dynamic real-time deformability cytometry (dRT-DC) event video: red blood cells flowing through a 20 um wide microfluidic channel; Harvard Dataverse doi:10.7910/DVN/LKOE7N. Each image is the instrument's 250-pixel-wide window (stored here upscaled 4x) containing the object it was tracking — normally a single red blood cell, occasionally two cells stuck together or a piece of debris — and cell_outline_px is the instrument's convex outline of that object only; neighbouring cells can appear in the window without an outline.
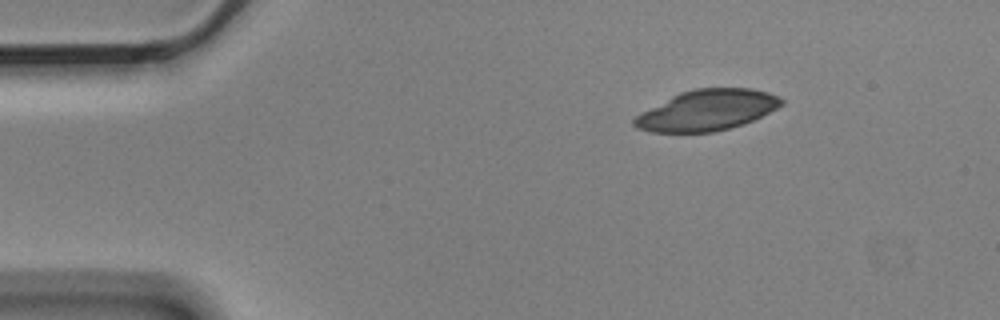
{"species": "Egyptian fruit bat (a non-hibernating species)", "species_latin": "Rousettus aegyptiacus", "temperature_condition": "cold", "stored_images_in_passage": 3, "camera_frame_rate_fps": 3000, "um_per_image_px": 0.085, "animal": {"sex": "male"}, "frame": {"image": 1, "passage_image": 1, "time_ms": 0.0, "image_size_px": [1000, 320], "cell_outline_px": [[784, 104], [744, 124], [712, 132], [648, 132], [636, 128], [632, 124], [632, 120], [636, 116], [672, 96], [680, 92], [696, 88], [752, 88], [768, 92], [784, 100]], "centroid_in_image_um": [60.09, 9.37], "position_along_channel_um": 24.9, "area_um2": 34.56}}